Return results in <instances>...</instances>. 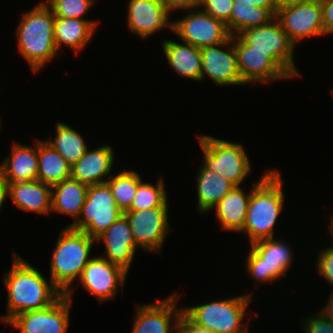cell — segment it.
<instances>
[{
	"instance_id": "31",
	"label": "cell",
	"mask_w": 333,
	"mask_h": 333,
	"mask_svg": "<svg viewBox=\"0 0 333 333\" xmlns=\"http://www.w3.org/2000/svg\"><path fill=\"white\" fill-rule=\"evenodd\" d=\"M142 182L140 175L134 170H124L112 175L108 180L116 205L124 213L131 208L138 185Z\"/></svg>"
},
{
	"instance_id": "2",
	"label": "cell",
	"mask_w": 333,
	"mask_h": 333,
	"mask_svg": "<svg viewBox=\"0 0 333 333\" xmlns=\"http://www.w3.org/2000/svg\"><path fill=\"white\" fill-rule=\"evenodd\" d=\"M283 180L277 169L267 170L252 186L246 220L241 233L248 235L250 245L274 238V225L283 208Z\"/></svg>"
},
{
	"instance_id": "17",
	"label": "cell",
	"mask_w": 333,
	"mask_h": 333,
	"mask_svg": "<svg viewBox=\"0 0 333 333\" xmlns=\"http://www.w3.org/2000/svg\"><path fill=\"white\" fill-rule=\"evenodd\" d=\"M176 294L155 304L137 306L131 333H175L183 312V308L176 307L179 300Z\"/></svg>"
},
{
	"instance_id": "25",
	"label": "cell",
	"mask_w": 333,
	"mask_h": 333,
	"mask_svg": "<svg viewBox=\"0 0 333 333\" xmlns=\"http://www.w3.org/2000/svg\"><path fill=\"white\" fill-rule=\"evenodd\" d=\"M88 185L72 178L51 187V211L77 220L86 200Z\"/></svg>"
},
{
	"instance_id": "35",
	"label": "cell",
	"mask_w": 333,
	"mask_h": 333,
	"mask_svg": "<svg viewBox=\"0 0 333 333\" xmlns=\"http://www.w3.org/2000/svg\"><path fill=\"white\" fill-rule=\"evenodd\" d=\"M319 314V315H318ZM305 317L304 325L302 324V329L305 333H333V322L328 320L321 312ZM304 327V328H303Z\"/></svg>"
},
{
	"instance_id": "42",
	"label": "cell",
	"mask_w": 333,
	"mask_h": 333,
	"mask_svg": "<svg viewBox=\"0 0 333 333\" xmlns=\"http://www.w3.org/2000/svg\"><path fill=\"white\" fill-rule=\"evenodd\" d=\"M7 197H8V184L0 174V211Z\"/></svg>"
},
{
	"instance_id": "15",
	"label": "cell",
	"mask_w": 333,
	"mask_h": 333,
	"mask_svg": "<svg viewBox=\"0 0 333 333\" xmlns=\"http://www.w3.org/2000/svg\"><path fill=\"white\" fill-rule=\"evenodd\" d=\"M70 306L71 299L63 294L49 307L20 313L5 324L14 326L21 333H67Z\"/></svg>"
},
{
	"instance_id": "8",
	"label": "cell",
	"mask_w": 333,
	"mask_h": 333,
	"mask_svg": "<svg viewBox=\"0 0 333 333\" xmlns=\"http://www.w3.org/2000/svg\"><path fill=\"white\" fill-rule=\"evenodd\" d=\"M122 214L107 183L89 185L80 216L67 226L96 240Z\"/></svg>"
},
{
	"instance_id": "18",
	"label": "cell",
	"mask_w": 333,
	"mask_h": 333,
	"mask_svg": "<svg viewBox=\"0 0 333 333\" xmlns=\"http://www.w3.org/2000/svg\"><path fill=\"white\" fill-rule=\"evenodd\" d=\"M128 27L131 33L146 39L158 30L168 28L172 31L170 12L161 0H129Z\"/></svg>"
},
{
	"instance_id": "5",
	"label": "cell",
	"mask_w": 333,
	"mask_h": 333,
	"mask_svg": "<svg viewBox=\"0 0 333 333\" xmlns=\"http://www.w3.org/2000/svg\"><path fill=\"white\" fill-rule=\"evenodd\" d=\"M251 294L239 295L220 301L207 302L183 308V312L197 325L213 333H248L242 323L246 308L252 301Z\"/></svg>"
},
{
	"instance_id": "28",
	"label": "cell",
	"mask_w": 333,
	"mask_h": 333,
	"mask_svg": "<svg viewBox=\"0 0 333 333\" xmlns=\"http://www.w3.org/2000/svg\"><path fill=\"white\" fill-rule=\"evenodd\" d=\"M69 178H71V165L45 140H38L37 179L52 187Z\"/></svg>"
},
{
	"instance_id": "1",
	"label": "cell",
	"mask_w": 333,
	"mask_h": 333,
	"mask_svg": "<svg viewBox=\"0 0 333 333\" xmlns=\"http://www.w3.org/2000/svg\"><path fill=\"white\" fill-rule=\"evenodd\" d=\"M12 263L3 277L8 294L7 315L0 316V321L9 322L20 313L45 309L63 295L51 280L47 283L40 271L16 253Z\"/></svg>"
},
{
	"instance_id": "43",
	"label": "cell",
	"mask_w": 333,
	"mask_h": 333,
	"mask_svg": "<svg viewBox=\"0 0 333 333\" xmlns=\"http://www.w3.org/2000/svg\"><path fill=\"white\" fill-rule=\"evenodd\" d=\"M277 7L281 8V7H285L288 5H292V4H297V3H303L306 1H310V0H275Z\"/></svg>"
},
{
	"instance_id": "26",
	"label": "cell",
	"mask_w": 333,
	"mask_h": 333,
	"mask_svg": "<svg viewBox=\"0 0 333 333\" xmlns=\"http://www.w3.org/2000/svg\"><path fill=\"white\" fill-rule=\"evenodd\" d=\"M239 186L231 189L212 209H216V217L220 221L222 230L239 231L244 227L246 213L251 196ZM246 193V194H245Z\"/></svg>"
},
{
	"instance_id": "23",
	"label": "cell",
	"mask_w": 333,
	"mask_h": 333,
	"mask_svg": "<svg viewBox=\"0 0 333 333\" xmlns=\"http://www.w3.org/2000/svg\"><path fill=\"white\" fill-rule=\"evenodd\" d=\"M98 22L88 19L61 18L55 17L54 23V41L56 50H60L61 46H69L77 54L87 46Z\"/></svg>"
},
{
	"instance_id": "41",
	"label": "cell",
	"mask_w": 333,
	"mask_h": 333,
	"mask_svg": "<svg viewBox=\"0 0 333 333\" xmlns=\"http://www.w3.org/2000/svg\"><path fill=\"white\" fill-rule=\"evenodd\" d=\"M320 312L331 322H333V290L331 291L330 296L328 297L327 304L325 308L320 310Z\"/></svg>"
},
{
	"instance_id": "3",
	"label": "cell",
	"mask_w": 333,
	"mask_h": 333,
	"mask_svg": "<svg viewBox=\"0 0 333 333\" xmlns=\"http://www.w3.org/2000/svg\"><path fill=\"white\" fill-rule=\"evenodd\" d=\"M54 23L53 11L43 1L24 13L17 27L18 51L34 73L51 62L58 53L54 41Z\"/></svg>"
},
{
	"instance_id": "32",
	"label": "cell",
	"mask_w": 333,
	"mask_h": 333,
	"mask_svg": "<svg viewBox=\"0 0 333 333\" xmlns=\"http://www.w3.org/2000/svg\"><path fill=\"white\" fill-rule=\"evenodd\" d=\"M162 176L155 185L141 182L137 187L133 203L129 210L152 209L157 207H169L167 192Z\"/></svg>"
},
{
	"instance_id": "14",
	"label": "cell",
	"mask_w": 333,
	"mask_h": 333,
	"mask_svg": "<svg viewBox=\"0 0 333 333\" xmlns=\"http://www.w3.org/2000/svg\"><path fill=\"white\" fill-rule=\"evenodd\" d=\"M221 47L228 50H223ZM200 52L202 58L200 82L207 75L218 86L245 85L237 68L235 36H231L221 44L202 47Z\"/></svg>"
},
{
	"instance_id": "34",
	"label": "cell",
	"mask_w": 333,
	"mask_h": 333,
	"mask_svg": "<svg viewBox=\"0 0 333 333\" xmlns=\"http://www.w3.org/2000/svg\"><path fill=\"white\" fill-rule=\"evenodd\" d=\"M234 0H201L199 8L215 19L224 22L230 32V13Z\"/></svg>"
},
{
	"instance_id": "9",
	"label": "cell",
	"mask_w": 333,
	"mask_h": 333,
	"mask_svg": "<svg viewBox=\"0 0 333 333\" xmlns=\"http://www.w3.org/2000/svg\"><path fill=\"white\" fill-rule=\"evenodd\" d=\"M238 36L252 46V50L268 52L292 78L300 76L293 59L295 45L276 17L265 25L246 29Z\"/></svg>"
},
{
	"instance_id": "21",
	"label": "cell",
	"mask_w": 333,
	"mask_h": 333,
	"mask_svg": "<svg viewBox=\"0 0 333 333\" xmlns=\"http://www.w3.org/2000/svg\"><path fill=\"white\" fill-rule=\"evenodd\" d=\"M35 147L15 143L12 151L0 163V174L8 183L37 180L38 175V140Z\"/></svg>"
},
{
	"instance_id": "44",
	"label": "cell",
	"mask_w": 333,
	"mask_h": 333,
	"mask_svg": "<svg viewBox=\"0 0 333 333\" xmlns=\"http://www.w3.org/2000/svg\"><path fill=\"white\" fill-rule=\"evenodd\" d=\"M330 231L332 232L331 234H332V240H333V216L332 217H330ZM332 244H333V242H332ZM331 248H333V245H332V247Z\"/></svg>"
},
{
	"instance_id": "6",
	"label": "cell",
	"mask_w": 333,
	"mask_h": 333,
	"mask_svg": "<svg viewBox=\"0 0 333 333\" xmlns=\"http://www.w3.org/2000/svg\"><path fill=\"white\" fill-rule=\"evenodd\" d=\"M198 140L203 151L202 164L235 186H240L252 172L249 158L241 144L203 134L199 135Z\"/></svg>"
},
{
	"instance_id": "12",
	"label": "cell",
	"mask_w": 333,
	"mask_h": 333,
	"mask_svg": "<svg viewBox=\"0 0 333 333\" xmlns=\"http://www.w3.org/2000/svg\"><path fill=\"white\" fill-rule=\"evenodd\" d=\"M276 18L294 45L305 37L325 35L319 1L310 0L278 8Z\"/></svg>"
},
{
	"instance_id": "40",
	"label": "cell",
	"mask_w": 333,
	"mask_h": 333,
	"mask_svg": "<svg viewBox=\"0 0 333 333\" xmlns=\"http://www.w3.org/2000/svg\"><path fill=\"white\" fill-rule=\"evenodd\" d=\"M234 1L252 3L253 5L258 6V7L268 8L275 15H276L277 9H278L275 0H234Z\"/></svg>"
},
{
	"instance_id": "11",
	"label": "cell",
	"mask_w": 333,
	"mask_h": 333,
	"mask_svg": "<svg viewBox=\"0 0 333 333\" xmlns=\"http://www.w3.org/2000/svg\"><path fill=\"white\" fill-rule=\"evenodd\" d=\"M169 207L128 210L123 214L129 221L137 247L147 252H159L171 232L168 223Z\"/></svg>"
},
{
	"instance_id": "33",
	"label": "cell",
	"mask_w": 333,
	"mask_h": 333,
	"mask_svg": "<svg viewBox=\"0 0 333 333\" xmlns=\"http://www.w3.org/2000/svg\"><path fill=\"white\" fill-rule=\"evenodd\" d=\"M95 0H47L44 1L53 11L55 17L85 19Z\"/></svg>"
},
{
	"instance_id": "27",
	"label": "cell",
	"mask_w": 333,
	"mask_h": 333,
	"mask_svg": "<svg viewBox=\"0 0 333 333\" xmlns=\"http://www.w3.org/2000/svg\"><path fill=\"white\" fill-rule=\"evenodd\" d=\"M235 185L225 177L200 166L197 175V199L199 213L209 212Z\"/></svg>"
},
{
	"instance_id": "36",
	"label": "cell",
	"mask_w": 333,
	"mask_h": 333,
	"mask_svg": "<svg viewBox=\"0 0 333 333\" xmlns=\"http://www.w3.org/2000/svg\"><path fill=\"white\" fill-rule=\"evenodd\" d=\"M315 266L320 276L333 285V248L331 246L320 251Z\"/></svg>"
},
{
	"instance_id": "20",
	"label": "cell",
	"mask_w": 333,
	"mask_h": 333,
	"mask_svg": "<svg viewBox=\"0 0 333 333\" xmlns=\"http://www.w3.org/2000/svg\"><path fill=\"white\" fill-rule=\"evenodd\" d=\"M114 159V151L110 145L91 151L87 148L85 154L71 166V178L88 186L106 183L112 176Z\"/></svg>"
},
{
	"instance_id": "10",
	"label": "cell",
	"mask_w": 333,
	"mask_h": 333,
	"mask_svg": "<svg viewBox=\"0 0 333 333\" xmlns=\"http://www.w3.org/2000/svg\"><path fill=\"white\" fill-rule=\"evenodd\" d=\"M188 11L186 16L172 22V31L181 41L202 48L221 44L232 36L224 22L202 9L193 8Z\"/></svg>"
},
{
	"instance_id": "37",
	"label": "cell",
	"mask_w": 333,
	"mask_h": 333,
	"mask_svg": "<svg viewBox=\"0 0 333 333\" xmlns=\"http://www.w3.org/2000/svg\"><path fill=\"white\" fill-rule=\"evenodd\" d=\"M175 333H213V332L197 325L184 312H182Z\"/></svg>"
},
{
	"instance_id": "38",
	"label": "cell",
	"mask_w": 333,
	"mask_h": 333,
	"mask_svg": "<svg viewBox=\"0 0 333 333\" xmlns=\"http://www.w3.org/2000/svg\"><path fill=\"white\" fill-rule=\"evenodd\" d=\"M201 0H161L165 8L171 13L175 10H189L198 8Z\"/></svg>"
},
{
	"instance_id": "39",
	"label": "cell",
	"mask_w": 333,
	"mask_h": 333,
	"mask_svg": "<svg viewBox=\"0 0 333 333\" xmlns=\"http://www.w3.org/2000/svg\"><path fill=\"white\" fill-rule=\"evenodd\" d=\"M323 10V26L325 35L333 33V0L321 2Z\"/></svg>"
},
{
	"instance_id": "13",
	"label": "cell",
	"mask_w": 333,
	"mask_h": 333,
	"mask_svg": "<svg viewBox=\"0 0 333 333\" xmlns=\"http://www.w3.org/2000/svg\"><path fill=\"white\" fill-rule=\"evenodd\" d=\"M235 50L238 72L245 85L291 78L268 52L252 50V46L246 44L238 35H235Z\"/></svg>"
},
{
	"instance_id": "24",
	"label": "cell",
	"mask_w": 333,
	"mask_h": 333,
	"mask_svg": "<svg viewBox=\"0 0 333 333\" xmlns=\"http://www.w3.org/2000/svg\"><path fill=\"white\" fill-rule=\"evenodd\" d=\"M178 43L173 40H164L163 52L168 63L177 74L190 80L200 82L202 58L200 48L190 43Z\"/></svg>"
},
{
	"instance_id": "19",
	"label": "cell",
	"mask_w": 333,
	"mask_h": 333,
	"mask_svg": "<svg viewBox=\"0 0 333 333\" xmlns=\"http://www.w3.org/2000/svg\"><path fill=\"white\" fill-rule=\"evenodd\" d=\"M105 245V255L101 257L122 267L129 273L137 246L128 219L122 214L96 241Z\"/></svg>"
},
{
	"instance_id": "16",
	"label": "cell",
	"mask_w": 333,
	"mask_h": 333,
	"mask_svg": "<svg viewBox=\"0 0 333 333\" xmlns=\"http://www.w3.org/2000/svg\"><path fill=\"white\" fill-rule=\"evenodd\" d=\"M127 275L122 267L98 256L84 267L79 283L102 302L113 298L119 286L123 289Z\"/></svg>"
},
{
	"instance_id": "29",
	"label": "cell",
	"mask_w": 333,
	"mask_h": 333,
	"mask_svg": "<svg viewBox=\"0 0 333 333\" xmlns=\"http://www.w3.org/2000/svg\"><path fill=\"white\" fill-rule=\"evenodd\" d=\"M276 15L268 8H262L252 3L234 1L230 13V33L239 35L242 31L265 25Z\"/></svg>"
},
{
	"instance_id": "4",
	"label": "cell",
	"mask_w": 333,
	"mask_h": 333,
	"mask_svg": "<svg viewBox=\"0 0 333 333\" xmlns=\"http://www.w3.org/2000/svg\"><path fill=\"white\" fill-rule=\"evenodd\" d=\"M97 241L84 231L70 226L63 229L57 238L51 256L50 280L69 299L72 300V284L80 279L84 267L93 258L91 249Z\"/></svg>"
},
{
	"instance_id": "7",
	"label": "cell",
	"mask_w": 333,
	"mask_h": 333,
	"mask_svg": "<svg viewBox=\"0 0 333 333\" xmlns=\"http://www.w3.org/2000/svg\"><path fill=\"white\" fill-rule=\"evenodd\" d=\"M293 251L275 238L262 239L251 244L246 259L247 272L260 283H270L286 277L292 260Z\"/></svg>"
},
{
	"instance_id": "22",
	"label": "cell",
	"mask_w": 333,
	"mask_h": 333,
	"mask_svg": "<svg viewBox=\"0 0 333 333\" xmlns=\"http://www.w3.org/2000/svg\"><path fill=\"white\" fill-rule=\"evenodd\" d=\"M8 196L22 211L49 214L51 186L37 180L8 183Z\"/></svg>"
},
{
	"instance_id": "30",
	"label": "cell",
	"mask_w": 333,
	"mask_h": 333,
	"mask_svg": "<svg viewBox=\"0 0 333 333\" xmlns=\"http://www.w3.org/2000/svg\"><path fill=\"white\" fill-rule=\"evenodd\" d=\"M56 135L53 139L46 140L71 166L74 165L87 150L85 138L69 125L57 122Z\"/></svg>"
}]
</instances>
